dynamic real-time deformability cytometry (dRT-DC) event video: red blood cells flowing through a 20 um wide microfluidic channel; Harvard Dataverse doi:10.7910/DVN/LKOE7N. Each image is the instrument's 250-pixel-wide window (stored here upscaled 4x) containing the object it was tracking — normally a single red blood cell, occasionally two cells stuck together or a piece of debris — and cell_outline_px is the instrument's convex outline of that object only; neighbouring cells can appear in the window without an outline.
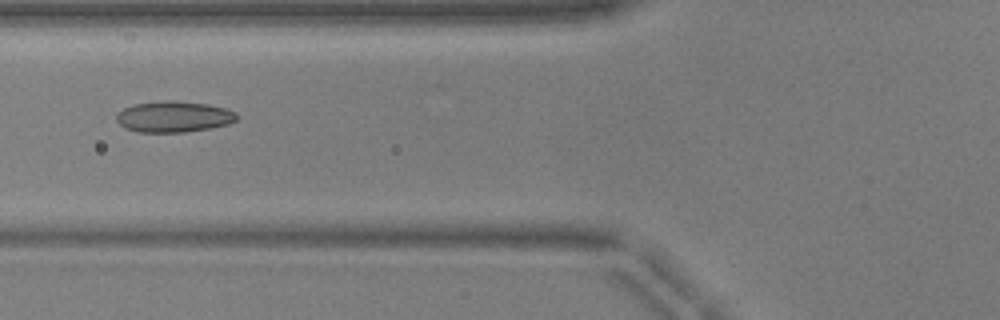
{"species": "common noctule bat (a hibernating species)", "species_latin": "Nyctalus noctula", "temperature_condition": "warm", "stored_images_in_passage": 46, "camera_frame_rate_fps": 3000, "um_per_image_px": 0.085, "animal": {"sex": "male", "body_mass_g": 17.9, "forearm_length_mm": 54.2}, "frame": {"image": 1, "passage_image": 15, "time_ms": 4.667, "image_size_px": [1000, 320], "cell_outline_px": [[240, 116], [236, 120], [228, 124], [212, 128], [184, 132], [136, 132], [124, 128], [116, 120], [116, 116], [124, 108], [132, 104], [168, 100], [172, 100], [208, 104], [224, 108], [236, 112]], "centroid_in_image_um": [14.78, 9.92], "position_along_channel_um": 111.0, "area_um2": 21.91}}
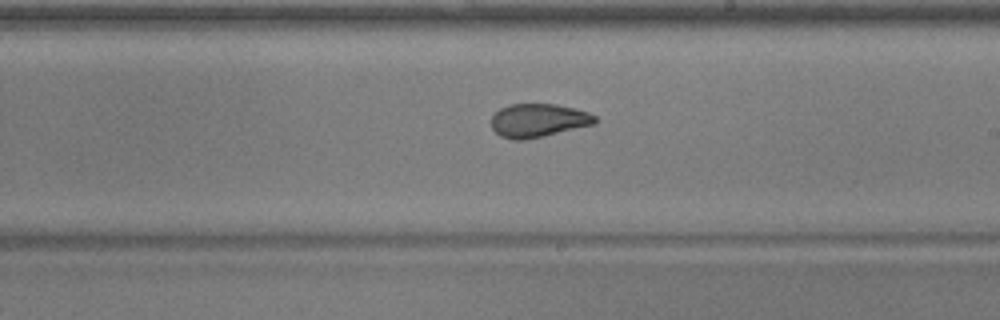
{"frame": {"image": 2, "passage_image": 25, "time_ms": 8.0, "image_size_px": [1000, 320], "cell_outline_px": [[600, 120], [596, 124], [544, 136], [524, 140], [512, 140], [500, 136], [492, 128], [492, 116], [500, 108], [508, 104], [556, 104], [588, 112], [596, 116]], "centroid_in_image_um": [45.78, 10.24], "position_along_channel_um": 243.2, "area_um2": 20.4}}
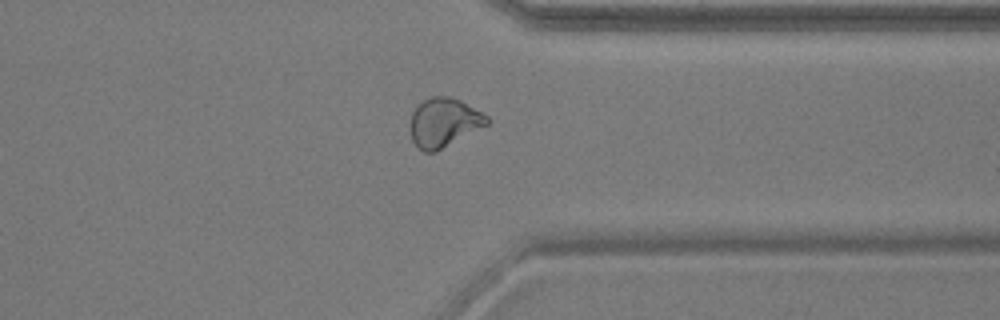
{"frame": {"image": 3, "passage_image": 35, "time_ms": 11.333, "image_size_px": [1000, 320], "cell_outline_px": [[488, 124], [436, 152], [424, 152], [412, 140], [408, 128], [412, 112], [416, 104], [432, 96], [452, 96], [460, 100], [488, 116]], "centroid_in_image_um": [37.68, 10.4], "position_along_channel_um": 373.7, "area_um2": 22.02}, "authors_computed_cell_mechanics": {"area_um2": 21.4149, "velocity_mm_per_s": 3.9608, "shape_relaxation_time_tau1_ms": null, "shape_relaxation_time_tau2_ms": 1.3296, "deformation_change_tau1": null, "deformation_change_tau2": 0.0678}}